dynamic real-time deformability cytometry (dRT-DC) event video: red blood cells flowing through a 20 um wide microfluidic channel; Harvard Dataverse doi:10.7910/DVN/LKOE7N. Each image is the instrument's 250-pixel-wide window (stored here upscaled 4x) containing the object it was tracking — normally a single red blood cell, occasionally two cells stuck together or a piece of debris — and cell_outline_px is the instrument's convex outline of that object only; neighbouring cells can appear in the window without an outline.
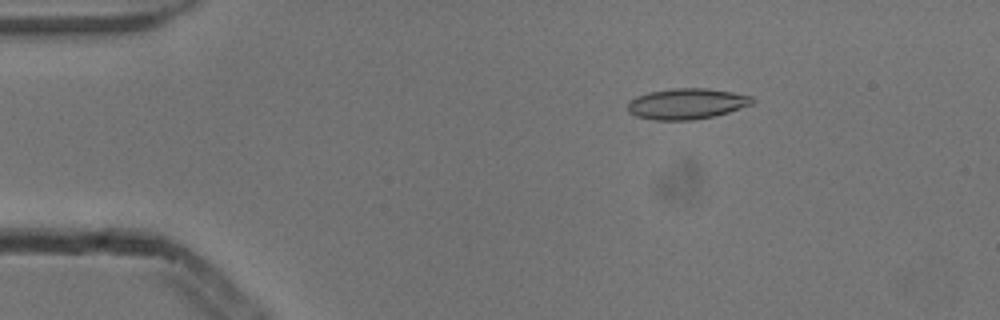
{"species": "common noctule bat (a hibernating species)", "species_latin": "Nyctalus noctula", "temperature_condition": "cold", "stored_images_in_passage": 50, "camera_frame_rate_fps": 3000, "um_per_image_px": 0.085, "animal": {"sex": "male", "body_mass_g": 13.3}, "frame": {"image": 1, "passage_image": 6, "time_ms": 1.667, "image_size_px": [1000, 320], "cell_outline_px": [[756, 100], [752, 104], [728, 112], [712, 116], [692, 120], [656, 120], [636, 116], [628, 112], [628, 100], [636, 96], [648, 92], [672, 88], [708, 88], [732, 92], [752, 96]], "centroid_in_image_um": [58.35, 8.81], "position_along_channel_um": 26.6, "area_um2": 22.43}}
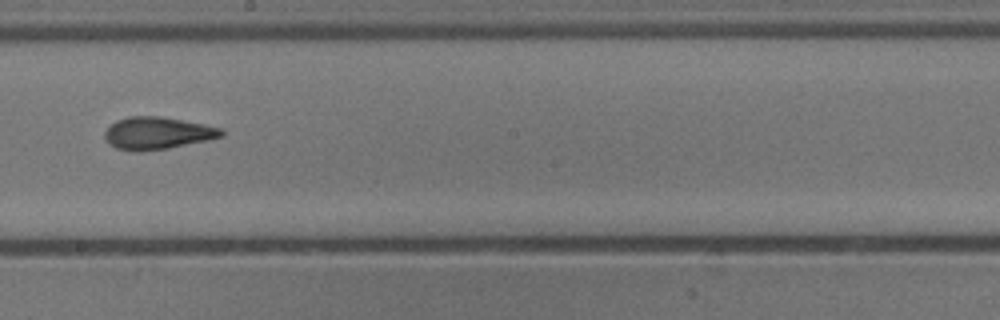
{"frame": {"image": 2, "passage_image": 27, "time_ms": 8.667, "image_size_px": [1000, 320], "cell_outline_px": [[224, 136], [208, 140], [168, 148], [136, 152], [116, 148], [108, 144], [104, 136], [104, 132], [116, 120], [128, 116], [160, 116], [204, 124], [224, 128]], "centroid_in_image_um": [13.38, 11.32], "position_along_channel_um": 234.8, "area_um2": 22.08}}
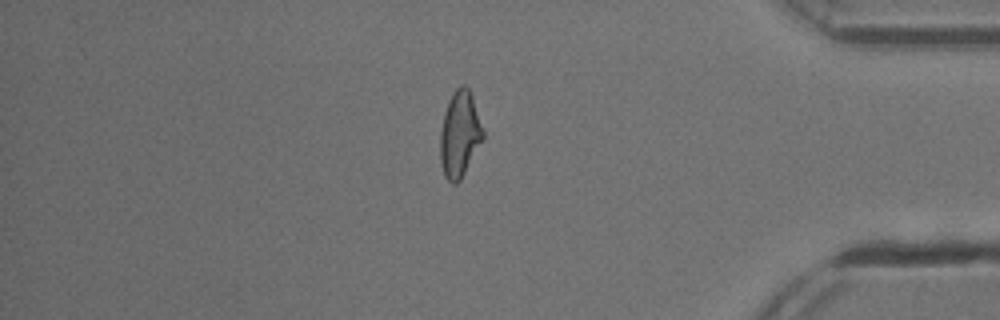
{"frame": {"image": 3, "passage_image": 42, "time_ms": 13.667, "image_size_px": [1000, 320], "cell_outline_px": [[484, 136], [460, 180], [456, 184], [452, 184], [444, 176], [440, 164], [440, 132], [444, 112], [448, 100], [452, 92], [460, 84], [464, 84], [468, 88], [472, 96], [484, 128]], "centroid_in_image_um": [39.06, 11.38], "position_along_channel_um": 396.1, "area_um2": 21.56}, "authors_computed_cell_mechanics": {"area_um2": 21.5594, "velocity_mm_per_s": 3.8933, "shape_relaxation_time_tau1_ms": 6.325, "shape_relaxation_time_tau2_ms": 1.7145, "deformation_change_tau1": 0.1864, "deformation_change_tau2": 0.0935}}